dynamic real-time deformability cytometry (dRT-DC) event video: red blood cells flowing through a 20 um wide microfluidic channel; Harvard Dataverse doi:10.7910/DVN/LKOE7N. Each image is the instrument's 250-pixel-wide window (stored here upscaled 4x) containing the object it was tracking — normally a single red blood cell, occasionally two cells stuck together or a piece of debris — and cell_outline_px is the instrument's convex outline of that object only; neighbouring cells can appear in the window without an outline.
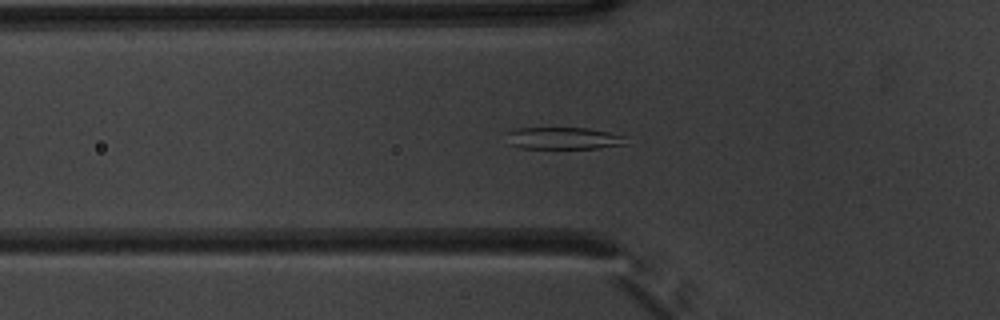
{"species": "common noctule bat (a hibernating species)", "species_latin": "Nyctalus noctula", "temperature_condition": "warm", "stored_images_in_passage": 47, "camera_frame_rate_fps": 3000, "um_per_image_px": 0.085, "animal": {"sex": "male", "body_mass_g": 20.1, "forearm_length_mm": 53.5}, "frame": {"image": 1, "passage_image": 12, "time_ms": 3.667, "image_size_px": [1000, 320], "cell_outline_px": [[628, 144], [600, 148], [520, 148], [508, 144], [508, 132], [516, 128], [588, 128], [608, 132], [624, 136]], "centroid_in_image_um": [47.9, 11.76], "position_along_channel_um": 77.9, "area_um2": 15.32}}
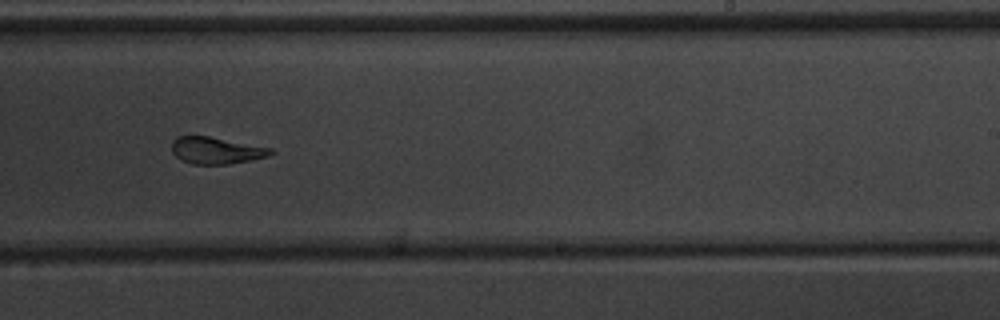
{"frame": {"image": 2, "passage_image": 27, "time_ms": 8.667, "image_size_px": [1000, 320], "cell_outline_px": [[276, 152], [268, 156], [228, 164], [192, 164], [176, 156], [172, 152], [172, 140], [176, 136], [208, 136], [272, 148]], "centroid_in_image_um": [18.37, 12.78], "position_along_channel_um": 270.6, "area_um2": 15.32}}
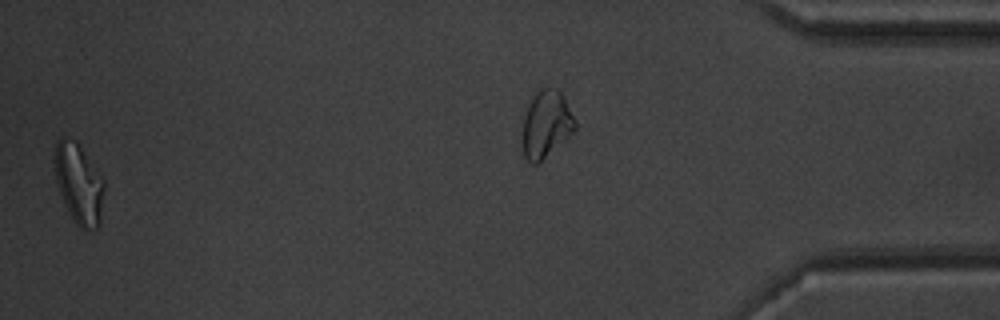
{"frame": {"image": 3, "passage_image": 46, "time_ms": 15.0, "image_size_px": [1000, 320], "cell_outline_px": [[104, 188], [100, 224], [96, 228], [80, 228], [76, 224], [60, 192], [56, 180], [52, 160], [56, 144], [64, 136], [76, 144], [80, 148], [104, 180]], "centroid_in_image_um": [6.69, 15.62], "position_along_channel_um": 428.5, "area_um2": 22.43}, "authors_computed_cell_mechanics": {"area_um2": 17.4556, "velocity_mm_per_s": 3.8393, "shape_relaxation_time_tau1_ms": 4.691, "shape_relaxation_time_tau2_ms": 1.6478, "deformation_change_tau1": 0.1866, "deformation_change_tau2": 0.1009}}